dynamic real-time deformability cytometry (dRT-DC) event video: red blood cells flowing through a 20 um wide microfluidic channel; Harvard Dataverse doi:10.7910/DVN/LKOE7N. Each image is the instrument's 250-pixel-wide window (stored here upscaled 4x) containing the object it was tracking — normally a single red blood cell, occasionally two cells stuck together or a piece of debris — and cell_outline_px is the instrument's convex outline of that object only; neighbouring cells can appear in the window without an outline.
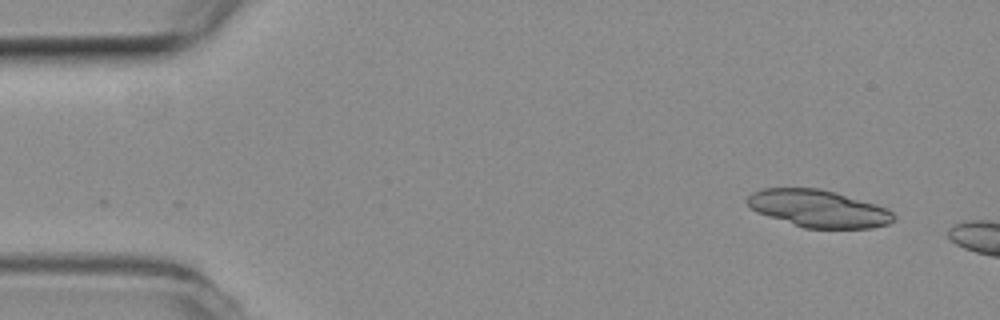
{"species": "common noctule bat (a hibernating species)", "species_latin": "Nyctalus noctula", "temperature_condition": "room temperature", "stored_images_in_passage": 3, "segment_of_instrument_passage": [2, 2], "camera_frame_rate_fps": 3000, "um_per_image_px": 0.085, "animal": {"sex": "female", "body_mass_g": 19.3, "forearm_length_mm": 54.1}, "frame": {"image": 1, "passage_image": 3, "time_ms": 0.667, "image_size_px": [1000, 320], "cell_outline_px": [[896, 216], [888, 224], [872, 228], [804, 228], [756, 212], [748, 204], [748, 196], [752, 192], [760, 188], [820, 188], [876, 204], [888, 208]], "centroid_in_image_um": [69.57, 17.73], "position_along_channel_um": 15.4, "area_um2": 31.67}}